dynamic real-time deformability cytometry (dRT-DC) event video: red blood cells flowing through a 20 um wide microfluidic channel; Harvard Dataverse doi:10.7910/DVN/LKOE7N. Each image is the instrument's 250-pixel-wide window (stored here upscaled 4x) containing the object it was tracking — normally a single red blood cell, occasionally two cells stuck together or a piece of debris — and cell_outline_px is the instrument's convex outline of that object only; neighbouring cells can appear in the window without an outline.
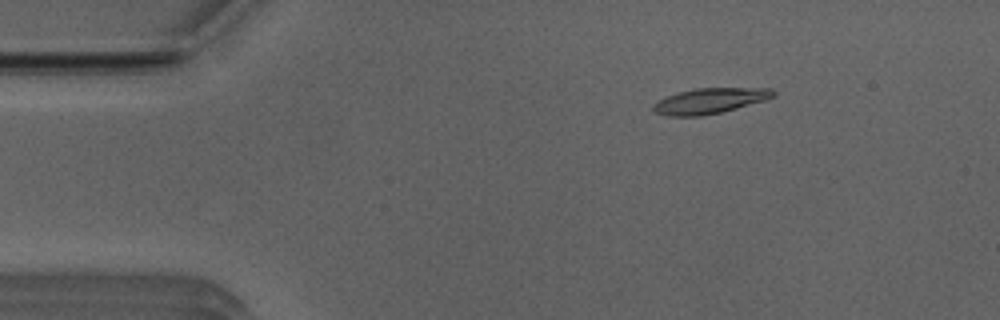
{"species": "Egyptian fruit bat (a non-hibernating species)", "species_latin": "Rousettus aegyptiacus", "temperature_condition": "room temperature", "stored_images_in_passage": 52, "camera_frame_rate_fps": 3000, "um_per_image_px": 0.085, "animal": {"sex": "male"}, "frame": {"image": 1, "passage_image": 8, "time_ms": 2.333, "image_size_px": [1000, 320], "cell_outline_px": [[776, 96], [764, 100], [720, 112], [700, 116], [668, 116], [656, 112], [652, 108], [652, 104], [676, 92], [696, 88], [772, 88], [776, 92]], "centroid_in_image_um": [60.33, 8.56], "position_along_channel_um": 24.7, "area_um2": 17.63}}
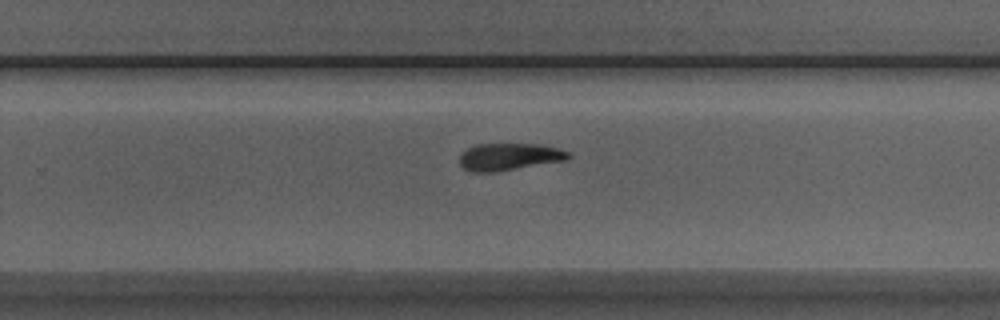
{"frame": {"image": 2, "passage_image": 33, "time_ms": 10.667, "image_size_px": [1000, 320], "cell_outline_px": [[572, 156], [568, 160], [492, 172], [472, 172], [464, 168], [460, 164], [460, 156], [468, 148], [476, 144], [540, 144], [556, 148], [568, 152]], "centroid_in_image_um": [43.3, 13.32], "position_along_channel_um": 286.5, "area_um2": 17.05}}
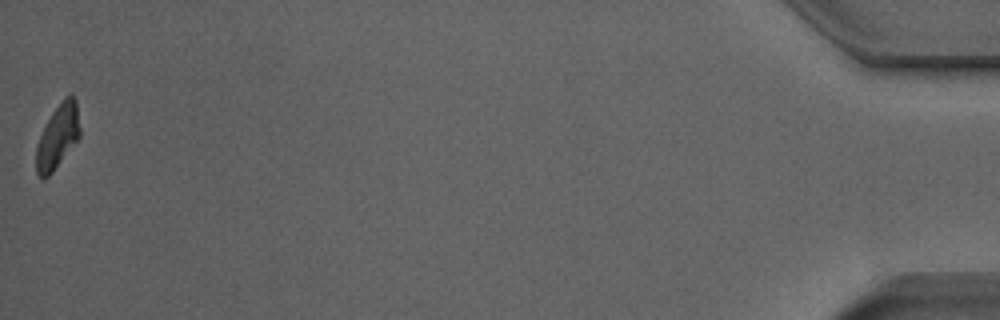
{"frame": {"image": 3, "passage_image": 52, "time_ms": 17.0, "image_size_px": [1000, 320], "cell_outline_px": [[80, 136], [52, 172], [48, 176], [40, 176], [36, 172], [36, 148], [40, 136], [52, 112], [64, 96], [72, 96], [76, 100], [80, 128]], "centroid_in_image_um": [4.91, 11.57], "position_along_channel_um": 430.3, "area_um2": 15.84}, "authors_computed_cell_mechanics": {"area_um2": 17.3978, "velocity_mm_per_s": 3.9208, "shape_relaxation_time_tau1_ms": 5.8283, "shape_relaxation_time_tau2_ms": null, "deformation_change_tau1": 0.2092, "deformation_change_tau2": null}}